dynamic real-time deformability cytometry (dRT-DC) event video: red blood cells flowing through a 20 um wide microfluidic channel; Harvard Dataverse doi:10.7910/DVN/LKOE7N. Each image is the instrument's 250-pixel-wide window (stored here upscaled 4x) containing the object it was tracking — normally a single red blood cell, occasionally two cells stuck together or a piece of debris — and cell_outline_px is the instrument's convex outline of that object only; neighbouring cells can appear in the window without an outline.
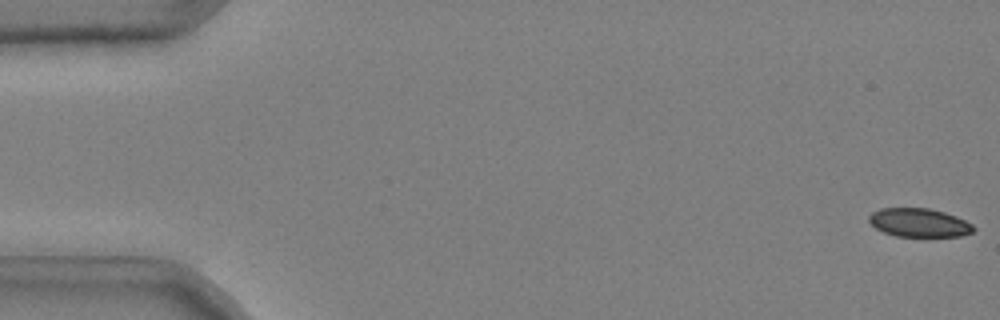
{"species": "common noctule bat (a hibernating species)", "species_latin": "Nyctalus noctula", "temperature_condition": "cold", "stored_images_in_passage": 52, "camera_frame_rate_fps": 3000, "um_per_image_px": 0.085, "animal": {"sex": "male", "body_mass_g": 20.4}, "frame": {"image": 1, "passage_image": 1, "time_ms": 0.0, "image_size_px": [1000, 320], "cell_outline_px": [[976, 228], [972, 232], [960, 236], [896, 236], [884, 232], [876, 228], [868, 220], [868, 216], [872, 212], [880, 208], [928, 208], [944, 212], [956, 216], [972, 224]], "centroid_in_image_um": [78.11, 18.92], "position_along_channel_um": 6.9, "area_um2": 17.34}}
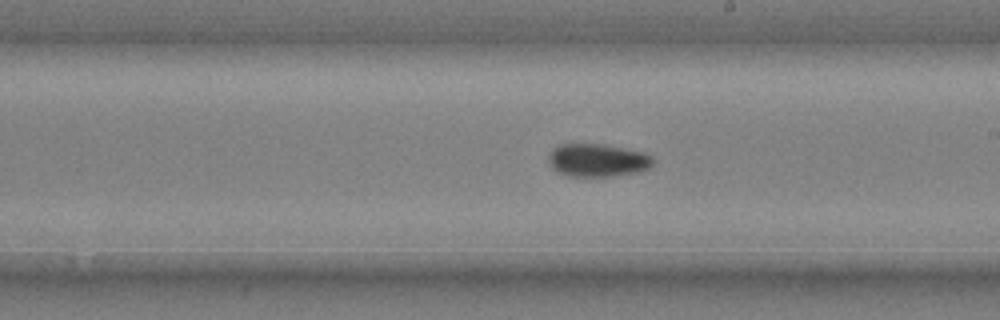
{"frame": {"image": 2, "passage_image": 31, "time_ms": 10.0, "image_size_px": [1000, 320], "cell_outline_px": [[656, 160], [648, 168], [640, 172], [612, 176], [568, 176], [556, 172], [552, 168], [548, 160], [548, 156], [552, 148], [556, 144], [604, 144], [644, 152], [652, 156]], "centroid_in_image_um": [50.78, 13.61], "position_along_channel_um": 238.2, "area_um2": 20.4}}
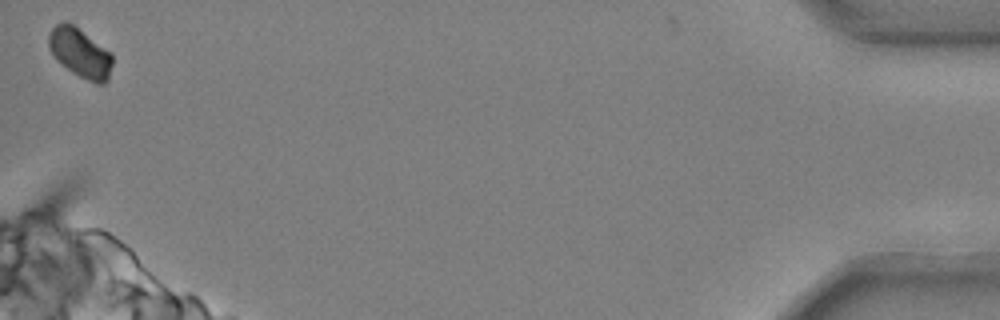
{"frame": {"image": 3, "passage_image": 52, "time_ms": 17.0, "image_size_px": [1000, 320], "cell_outline_px": [[112, 64], [108, 80], [104, 84], [96, 84], [72, 72], [56, 60], [48, 48], [48, 36], [52, 28], [56, 24], [64, 20], [72, 24], [112, 52]], "centroid_in_image_um": [6.81, 4.49], "position_along_channel_um": 428.4, "area_um2": 18.38}, "authors_computed_cell_mechanics": {"area_um2": 19.652, "velocity_mm_per_s": 3.7156, "shape_relaxation_time_tau1_ms": 4.955, "shape_relaxation_time_tau2_ms": null, "deformation_change_tau1": 0.1015, "deformation_change_tau2": null}}